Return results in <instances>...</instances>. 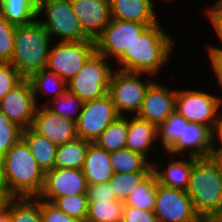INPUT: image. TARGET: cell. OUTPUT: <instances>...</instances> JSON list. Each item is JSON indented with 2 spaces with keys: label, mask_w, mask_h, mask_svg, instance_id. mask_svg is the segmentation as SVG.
Returning <instances> with one entry per match:
<instances>
[{
  "label": "cell",
  "mask_w": 222,
  "mask_h": 222,
  "mask_svg": "<svg viewBox=\"0 0 222 222\" xmlns=\"http://www.w3.org/2000/svg\"><path fill=\"white\" fill-rule=\"evenodd\" d=\"M156 1H159V0H156ZM161 1H163V3L165 2V4H166V3L169 4V2L171 1V3H172L173 0H160V2H161Z\"/></svg>",
  "instance_id": "52"
},
{
  "label": "cell",
  "mask_w": 222,
  "mask_h": 222,
  "mask_svg": "<svg viewBox=\"0 0 222 222\" xmlns=\"http://www.w3.org/2000/svg\"><path fill=\"white\" fill-rule=\"evenodd\" d=\"M186 192L202 219H216L222 213V170L212 156H193Z\"/></svg>",
  "instance_id": "2"
},
{
  "label": "cell",
  "mask_w": 222,
  "mask_h": 222,
  "mask_svg": "<svg viewBox=\"0 0 222 222\" xmlns=\"http://www.w3.org/2000/svg\"><path fill=\"white\" fill-rule=\"evenodd\" d=\"M87 188L82 169L53 168L45 172L44 187L38 197L52 202L58 197L86 193Z\"/></svg>",
  "instance_id": "15"
},
{
  "label": "cell",
  "mask_w": 222,
  "mask_h": 222,
  "mask_svg": "<svg viewBox=\"0 0 222 222\" xmlns=\"http://www.w3.org/2000/svg\"><path fill=\"white\" fill-rule=\"evenodd\" d=\"M52 42L46 69L55 72L68 83L96 52L95 41Z\"/></svg>",
  "instance_id": "9"
},
{
  "label": "cell",
  "mask_w": 222,
  "mask_h": 222,
  "mask_svg": "<svg viewBox=\"0 0 222 222\" xmlns=\"http://www.w3.org/2000/svg\"><path fill=\"white\" fill-rule=\"evenodd\" d=\"M88 201H113L116 200L114 192L108 183L88 184L86 190Z\"/></svg>",
  "instance_id": "42"
},
{
  "label": "cell",
  "mask_w": 222,
  "mask_h": 222,
  "mask_svg": "<svg viewBox=\"0 0 222 222\" xmlns=\"http://www.w3.org/2000/svg\"><path fill=\"white\" fill-rule=\"evenodd\" d=\"M122 222H159L154 211L124 205Z\"/></svg>",
  "instance_id": "41"
},
{
  "label": "cell",
  "mask_w": 222,
  "mask_h": 222,
  "mask_svg": "<svg viewBox=\"0 0 222 222\" xmlns=\"http://www.w3.org/2000/svg\"><path fill=\"white\" fill-rule=\"evenodd\" d=\"M110 163L114 173L153 171L152 163L145 156L128 148L110 152Z\"/></svg>",
  "instance_id": "28"
},
{
  "label": "cell",
  "mask_w": 222,
  "mask_h": 222,
  "mask_svg": "<svg viewBox=\"0 0 222 222\" xmlns=\"http://www.w3.org/2000/svg\"><path fill=\"white\" fill-rule=\"evenodd\" d=\"M128 116H118L95 140V144L107 152L126 148Z\"/></svg>",
  "instance_id": "29"
},
{
  "label": "cell",
  "mask_w": 222,
  "mask_h": 222,
  "mask_svg": "<svg viewBox=\"0 0 222 222\" xmlns=\"http://www.w3.org/2000/svg\"><path fill=\"white\" fill-rule=\"evenodd\" d=\"M212 157L218 162L222 170V146H215Z\"/></svg>",
  "instance_id": "45"
},
{
  "label": "cell",
  "mask_w": 222,
  "mask_h": 222,
  "mask_svg": "<svg viewBox=\"0 0 222 222\" xmlns=\"http://www.w3.org/2000/svg\"><path fill=\"white\" fill-rule=\"evenodd\" d=\"M9 198L10 196L8 195L7 192L0 191V211H2L5 208Z\"/></svg>",
  "instance_id": "47"
},
{
  "label": "cell",
  "mask_w": 222,
  "mask_h": 222,
  "mask_svg": "<svg viewBox=\"0 0 222 222\" xmlns=\"http://www.w3.org/2000/svg\"><path fill=\"white\" fill-rule=\"evenodd\" d=\"M52 42L48 31L37 19L30 24L16 26L10 62L24 78H28L46 68Z\"/></svg>",
  "instance_id": "4"
},
{
  "label": "cell",
  "mask_w": 222,
  "mask_h": 222,
  "mask_svg": "<svg viewBox=\"0 0 222 222\" xmlns=\"http://www.w3.org/2000/svg\"><path fill=\"white\" fill-rule=\"evenodd\" d=\"M111 96L86 101L76 122V132L80 139L92 143L118 117Z\"/></svg>",
  "instance_id": "12"
},
{
  "label": "cell",
  "mask_w": 222,
  "mask_h": 222,
  "mask_svg": "<svg viewBox=\"0 0 222 222\" xmlns=\"http://www.w3.org/2000/svg\"><path fill=\"white\" fill-rule=\"evenodd\" d=\"M7 193L10 197H38L43 190L45 172L21 138L2 157Z\"/></svg>",
  "instance_id": "3"
},
{
  "label": "cell",
  "mask_w": 222,
  "mask_h": 222,
  "mask_svg": "<svg viewBox=\"0 0 222 222\" xmlns=\"http://www.w3.org/2000/svg\"><path fill=\"white\" fill-rule=\"evenodd\" d=\"M216 143V133L207 126L193 122L183 123L182 135L166 151L172 155L210 157Z\"/></svg>",
  "instance_id": "14"
},
{
  "label": "cell",
  "mask_w": 222,
  "mask_h": 222,
  "mask_svg": "<svg viewBox=\"0 0 222 222\" xmlns=\"http://www.w3.org/2000/svg\"><path fill=\"white\" fill-rule=\"evenodd\" d=\"M91 143L78 137L72 141L57 145L53 168L82 169Z\"/></svg>",
  "instance_id": "25"
},
{
  "label": "cell",
  "mask_w": 222,
  "mask_h": 222,
  "mask_svg": "<svg viewBox=\"0 0 222 222\" xmlns=\"http://www.w3.org/2000/svg\"><path fill=\"white\" fill-rule=\"evenodd\" d=\"M88 184L108 183L114 171L110 163V152L91 143L82 168Z\"/></svg>",
  "instance_id": "22"
},
{
  "label": "cell",
  "mask_w": 222,
  "mask_h": 222,
  "mask_svg": "<svg viewBox=\"0 0 222 222\" xmlns=\"http://www.w3.org/2000/svg\"><path fill=\"white\" fill-rule=\"evenodd\" d=\"M40 212L43 222H85L65 214L52 202L40 199Z\"/></svg>",
  "instance_id": "40"
},
{
  "label": "cell",
  "mask_w": 222,
  "mask_h": 222,
  "mask_svg": "<svg viewBox=\"0 0 222 222\" xmlns=\"http://www.w3.org/2000/svg\"><path fill=\"white\" fill-rule=\"evenodd\" d=\"M124 202L88 201V214L85 222H122Z\"/></svg>",
  "instance_id": "30"
},
{
  "label": "cell",
  "mask_w": 222,
  "mask_h": 222,
  "mask_svg": "<svg viewBox=\"0 0 222 222\" xmlns=\"http://www.w3.org/2000/svg\"><path fill=\"white\" fill-rule=\"evenodd\" d=\"M153 171H137L132 173H114L109 184L116 200L125 202L130 193L143 183Z\"/></svg>",
  "instance_id": "31"
},
{
  "label": "cell",
  "mask_w": 222,
  "mask_h": 222,
  "mask_svg": "<svg viewBox=\"0 0 222 222\" xmlns=\"http://www.w3.org/2000/svg\"><path fill=\"white\" fill-rule=\"evenodd\" d=\"M165 154L167 156L169 155L166 157L170 159L168 160L169 162H167L168 165L164 166V162L158 163L157 161L152 163L153 173L156 176L157 182L165 187L186 191L193 166V156L186 155L185 160L183 159L184 155H182V159H180V155L177 157V155L168 154L166 152ZM159 167L162 168L160 169Z\"/></svg>",
  "instance_id": "19"
},
{
  "label": "cell",
  "mask_w": 222,
  "mask_h": 222,
  "mask_svg": "<svg viewBox=\"0 0 222 222\" xmlns=\"http://www.w3.org/2000/svg\"><path fill=\"white\" fill-rule=\"evenodd\" d=\"M204 7L203 10V14L205 12V16L209 19L210 21V25H212V27L214 28V32H215V36L217 37V39L219 40L220 43H222V8L218 7L217 5L213 4L206 7ZM218 43L219 45H212V43L210 44H206L205 48L207 53H216V54H222V45ZM221 45V46H220Z\"/></svg>",
  "instance_id": "37"
},
{
  "label": "cell",
  "mask_w": 222,
  "mask_h": 222,
  "mask_svg": "<svg viewBox=\"0 0 222 222\" xmlns=\"http://www.w3.org/2000/svg\"><path fill=\"white\" fill-rule=\"evenodd\" d=\"M154 80V76L148 74L115 69L110 79L108 93L117 114L136 116L141 108L146 90Z\"/></svg>",
  "instance_id": "7"
},
{
  "label": "cell",
  "mask_w": 222,
  "mask_h": 222,
  "mask_svg": "<svg viewBox=\"0 0 222 222\" xmlns=\"http://www.w3.org/2000/svg\"><path fill=\"white\" fill-rule=\"evenodd\" d=\"M198 222H215V220L214 219H201Z\"/></svg>",
  "instance_id": "50"
},
{
  "label": "cell",
  "mask_w": 222,
  "mask_h": 222,
  "mask_svg": "<svg viewBox=\"0 0 222 222\" xmlns=\"http://www.w3.org/2000/svg\"><path fill=\"white\" fill-rule=\"evenodd\" d=\"M0 191L7 192V185L4 177V164L0 163Z\"/></svg>",
  "instance_id": "46"
},
{
  "label": "cell",
  "mask_w": 222,
  "mask_h": 222,
  "mask_svg": "<svg viewBox=\"0 0 222 222\" xmlns=\"http://www.w3.org/2000/svg\"><path fill=\"white\" fill-rule=\"evenodd\" d=\"M31 128L56 145L78 138L76 122L52 113L44 105L37 106Z\"/></svg>",
  "instance_id": "18"
},
{
  "label": "cell",
  "mask_w": 222,
  "mask_h": 222,
  "mask_svg": "<svg viewBox=\"0 0 222 222\" xmlns=\"http://www.w3.org/2000/svg\"><path fill=\"white\" fill-rule=\"evenodd\" d=\"M84 103L85 102L78 96L66 90L63 94L50 100L44 106L54 114L77 122L79 115L83 110Z\"/></svg>",
  "instance_id": "32"
},
{
  "label": "cell",
  "mask_w": 222,
  "mask_h": 222,
  "mask_svg": "<svg viewBox=\"0 0 222 222\" xmlns=\"http://www.w3.org/2000/svg\"><path fill=\"white\" fill-rule=\"evenodd\" d=\"M23 79L24 77L11 62H2L0 65V100Z\"/></svg>",
  "instance_id": "39"
},
{
  "label": "cell",
  "mask_w": 222,
  "mask_h": 222,
  "mask_svg": "<svg viewBox=\"0 0 222 222\" xmlns=\"http://www.w3.org/2000/svg\"><path fill=\"white\" fill-rule=\"evenodd\" d=\"M156 23H139L119 19L110 20L101 35L95 40L96 52L116 62L149 26Z\"/></svg>",
  "instance_id": "10"
},
{
  "label": "cell",
  "mask_w": 222,
  "mask_h": 222,
  "mask_svg": "<svg viewBox=\"0 0 222 222\" xmlns=\"http://www.w3.org/2000/svg\"><path fill=\"white\" fill-rule=\"evenodd\" d=\"M5 207L10 222H43L39 197H10Z\"/></svg>",
  "instance_id": "27"
},
{
  "label": "cell",
  "mask_w": 222,
  "mask_h": 222,
  "mask_svg": "<svg viewBox=\"0 0 222 222\" xmlns=\"http://www.w3.org/2000/svg\"><path fill=\"white\" fill-rule=\"evenodd\" d=\"M52 203L70 217L85 221L88 214L86 193L55 198Z\"/></svg>",
  "instance_id": "35"
},
{
  "label": "cell",
  "mask_w": 222,
  "mask_h": 222,
  "mask_svg": "<svg viewBox=\"0 0 222 222\" xmlns=\"http://www.w3.org/2000/svg\"><path fill=\"white\" fill-rule=\"evenodd\" d=\"M113 66V61L95 52L67 83V90L84 102L103 97L108 94Z\"/></svg>",
  "instance_id": "8"
},
{
  "label": "cell",
  "mask_w": 222,
  "mask_h": 222,
  "mask_svg": "<svg viewBox=\"0 0 222 222\" xmlns=\"http://www.w3.org/2000/svg\"><path fill=\"white\" fill-rule=\"evenodd\" d=\"M207 91V92H206ZM211 92V93H210ZM208 90L177 89L175 111L187 122L210 127L215 133L219 125L222 96ZM214 93V94H213Z\"/></svg>",
  "instance_id": "6"
},
{
  "label": "cell",
  "mask_w": 222,
  "mask_h": 222,
  "mask_svg": "<svg viewBox=\"0 0 222 222\" xmlns=\"http://www.w3.org/2000/svg\"><path fill=\"white\" fill-rule=\"evenodd\" d=\"M72 9L90 40H96L111 20L109 0H70Z\"/></svg>",
  "instance_id": "17"
},
{
  "label": "cell",
  "mask_w": 222,
  "mask_h": 222,
  "mask_svg": "<svg viewBox=\"0 0 222 222\" xmlns=\"http://www.w3.org/2000/svg\"><path fill=\"white\" fill-rule=\"evenodd\" d=\"M37 20L48 31L53 42L90 40L85 35L70 0H38Z\"/></svg>",
  "instance_id": "5"
},
{
  "label": "cell",
  "mask_w": 222,
  "mask_h": 222,
  "mask_svg": "<svg viewBox=\"0 0 222 222\" xmlns=\"http://www.w3.org/2000/svg\"><path fill=\"white\" fill-rule=\"evenodd\" d=\"M208 54V60L210 62V70L214 73L216 83L219 86V90L222 92V54L206 53Z\"/></svg>",
  "instance_id": "43"
},
{
  "label": "cell",
  "mask_w": 222,
  "mask_h": 222,
  "mask_svg": "<svg viewBox=\"0 0 222 222\" xmlns=\"http://www.w3.org/2000/svg\"><path fill=\"white\" fill-rule=\"evenodd\" d=\"M157 183L156 176L152 173L130 193L124 205L133 206L142 210L154 211Z\"/></svg>",
  "instance_id": "33"
},
{
  "label": "cell",
  "mask_w": 222,
  "mask_h": 222,
  "mask_svg": "<svg viewBox=\"0 0 222 222\" xmlns=\"http://www.w3.org/2000/svg\"><path fill=\"white\" fill-rule=\"evenodd\" d=\"M156 142H158L156 125L149 123L148 121L143 120L137 116L128 117L126 148L130 149L131 151L141 153L151 163H153L155 160H157V158L153 157L152 155L155 153L158 146V143ZM150 154L152 156H150Z\"/></svg>",
  "instance_id": "20"
},
{
  "label": "cell",
  "mask_w": 222,
  "mask_h": 222,
  "mask_svg": "<svg viewBox=\"0 0 222 222\" xmlns=\"http://www.w3.org/2000/svg\"><path fill=\"white\" fill-rule=\"evenodd\" d=\"M155 0H109L112 19L157 23L160 19Z\"/></svg>",
  "instance_id": "21"
},
{
  "label": "cell",
  "mask_w": 222,
  "mask_h": 222,
  "mask_svg": "<svg viewBox=\"0 0 222 222\" xmlns=\"http://www.w3.org/2000/svg\"><path fill=\"white\" fill-rule=\"evenodd\" d=\"M27 79L31 83L37 106L45 105L50 100L63 94L67 90V83L55 72L46 68L32 73ZM41 94L43 97L46 95L43 98H46L45 101L41 100ZM41 101L43 102L41 103Z\"/></svg>",
  "instance_id": "23"
},
{
  "label": "cell",
  "mask_w": 222,
  "mask_h": 222,
  "mask_svg": "<svg viewBox=\"0 0 222 222\" xmlns=\"http://www.w3.org/2000/svg\"><path fill=\"white\" fill-rule=\"evenodd\" d=\"M214 220L215 222H222V213Z\"/></svg>",
  "instance_id": "51"
},
{
  "label": "cell",
  "mask_w": 222,
  "mask_h": 222,
  "mask_svg": "<svg viewBox=\"0 0 222 222\" xmlns=\"http://www.w3.org/2000/svg\"><path fill=\"white\" fill-rule=\"evenodd\" d=\"M176 92L177 89L154 80L146 90L136 116L158 127L175 111Z\"/></svg>",
  "instance_id": "16"
},
{
  "label": "cell",
  "mask_w": 222,
  "mask_h": 222,
  "mask_svg": "<svg viewBox=\"0 0 222 222\" xmlns=\"http://www.w3.org/2000/svg\"><path fill=\"white\" fill-rule=\"evenodd\" d=\"M187 121L177 112L174 111L161 125L157 127L158 143L166 152L182 135L183 123Z\"/></svg>",
  "instance_id": "34"
},
{
  "label": "cell",
  "mask_w": 222,
  "mask_h": 222,
  "mask_svg": "<svg viewBox=\"0 0 222 222\" xmlns=\"http://www.w3.org/2000/svg\"><path fill=\"white\" fill-rule=\"evenodd\" d=\"M22 139L29 146L36 162L44 172L53 169L57 152L56 144L35 132L31 127L22 131Z\"/></svg>",
  "instance_id": "24"
},
{
  "label": "cell",
  "mask_w": 222,
  "mask_h": 222,
  "mask_svg": "<svg viewBox=\"0 0 222 222\" xmlns=\"http://www.w3.org/2000/svg\"><path fill=\"white\" fill-rule=\"evenodd\" d=\"M23 129L12 122L0 110V157L2 158L8 150L22 138Z\"/></svg>",
  "instance_id": "36"
},
{
  "label": "cell",
  "mask_w": 222,
  "mask_h": 222,
  "mask_svg": "<svg viewBox=\"0 0 222 222\" xmlns=\"http://www.w3.org/2000/svg\"><path fill=\"white\" fill-rule=\"evenodd\" d=\"M16 26L9 23L0 14V59L10 62L14 50V34Z\"/></svg>",
  "instance_id": "38"
},
{
  "label": "cell",
  "mask_w": 222,
  "mask_h": 222,
  "mask_svg": "<svg viewBox=\"0 0 222 222\" xmlns=\"http://www.w3.org/2000/svg\"><path fill=\"white\" fill-rule=\"evenodd\" d=\"M154 214L159 222H198L202 218L184 190L156 185Z\"/></svg>",
  "instance_id": "11"
},
{
  "label": "cell",
  "mask_w": 222,
  "mask_h": 222,
  "mask_svg": "<svg viewBox=\"0 0 222 222\" xmlns=\"http://www.w3.org/2000/svg\"><path fill=\"white\" fill-rule=\"evenodd\" d=\"M215 146H222V104L219 110V125L216 131V143Z\"/></svg>",
  "instance_id": "44"
},
{
  "label": "cell",
  "mask_w": 222,
  "mask_h": 222,
  "mask_svg": "<svg viewBox=\"0 0 222 222\" xmlns=\"http://www.w3.org/2000/svg\"><path fill=\"white\" fill-rule=\"evenodd\" d=\"M0 222H10L8 210L6 207L0 211Z\"/></svg>",
  "instance_id": "48"
},
{
  "label": "cell",
  "mask_w": 222,
  "mask_h": 222,
  "mask_svg": "<svg viewBox=\"0 0 222 222\" xmlns=\"http://www.w3.org/2000/svg\"><path fill=\"white\" fill-rule=\"evenodd\" d=\"M37 7L38 0H0V14L15 26L34 22Z\"/></svg>",
  "instance_id": "26"
},
{
  "label": "cell",
  "mask_w": 222,
  "mask_h": 222,
  "mask_svg": "<svg viewBox=\"0 0 222 222\" xmlns=\"http://www.w3.org/2000/svg\"><path fill=\"white\" fill-rule=\"evenodd\" d=\"M212 3L222 8V0H216L215 2Z\"/></svg>",
  "instance_id": "49"
},
{
  "label": "cell",
  "mask_w": 222,
  "mask_h": 222,
  "mask_svg": "<svg viewBox=\"0 0 222 222\" xmlns=\"http://www.w3.org/2000/svg\"><path fill=\"white\" fill-rule=\"evenodd\" d=\"M162 25L159 21L137 36L130 50L114 63L115 69L159 77L160 71L171 61L175 46V40Z\"/></svg>",
  "instance_id": "1"
},
{
  "label": "cell",
  "mask_w": 222,
  "mask_h": 222,
  "mask_svg": "<svg viewBox=\"0 0 222 222\" xmlns=\"http://www.w3.org/2000/svg\"><path fill=\"white\" fill-rule=\"evenodd\" d=\"M36 109L34 93L27 78L0 100V110L23 130L32 126Z\"/></svg>",
  "instance_id": "13"
}]
</instances>
